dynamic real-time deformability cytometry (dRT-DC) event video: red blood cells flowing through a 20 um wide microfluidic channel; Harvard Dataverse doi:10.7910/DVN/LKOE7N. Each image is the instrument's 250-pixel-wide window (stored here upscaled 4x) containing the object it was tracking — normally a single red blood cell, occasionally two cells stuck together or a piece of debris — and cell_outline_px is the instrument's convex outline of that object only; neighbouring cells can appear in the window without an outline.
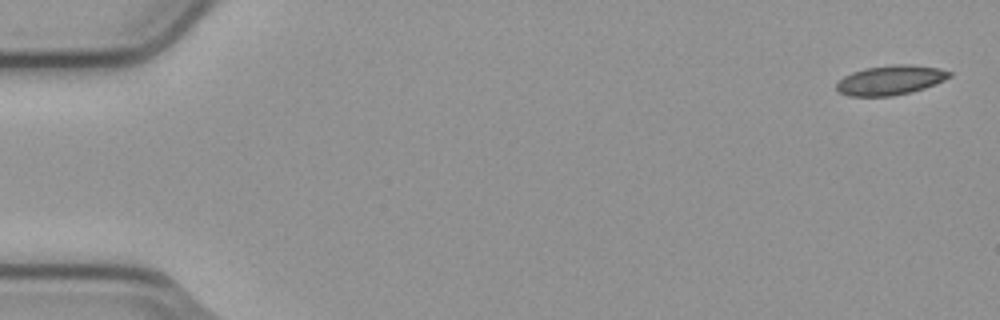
{"species": "common noctule bat (a hibernating species)", "species_latin": "Nyctalus noctula", "temperature_condition": "cold", "stored_images_in_passage": 6, "camera_frame_rate_fps": 3000, "um_per_image_px": 0.085, "animal": {"sex": "male", "body_mass_g": 23.1, "forearm_length_mm": 52.7}, "frame": {"image": 1, "passage_image": 1, "time_ms": 0.0, "image_size_px": [1000, 320], "cell_outline_px": [[952, 76], [936, 84], [912, 92], [892, 96], [848, 96], [840, 92], [836, 88], [836, 84], [844, 76], [852, 72], [864, 68], [896, 64], [908, 64], [940, 68], [952, 72]], "centroid_in_image_um": [75.71, 6.81], "position_along_channel_um": 9.3, "area_um2": 19.54}}
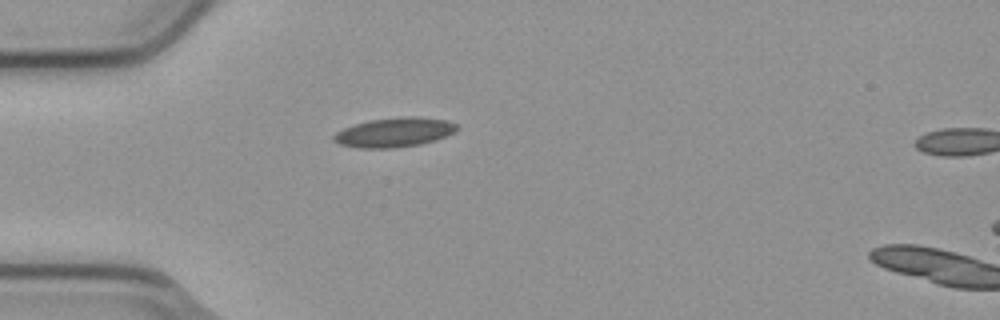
{"frame": {"image": 2, "passage_image": 5, "time_ms": 1.333, "image_size_px": [1000, 320], "cell_outline_px": [[460, 128], [444, 136], [420, 144], [392, 148], [360, 148], [340, 144], [332, 140], [332, 136], [336, 132], [352, 124], [368, 120], [400, 116], [416, 116], [448, 120], [456, 124]], "centroid_in_image_um": [33.48, 11.23], "position_along_channel_um": 51.5, "area_um2": 21.15}}